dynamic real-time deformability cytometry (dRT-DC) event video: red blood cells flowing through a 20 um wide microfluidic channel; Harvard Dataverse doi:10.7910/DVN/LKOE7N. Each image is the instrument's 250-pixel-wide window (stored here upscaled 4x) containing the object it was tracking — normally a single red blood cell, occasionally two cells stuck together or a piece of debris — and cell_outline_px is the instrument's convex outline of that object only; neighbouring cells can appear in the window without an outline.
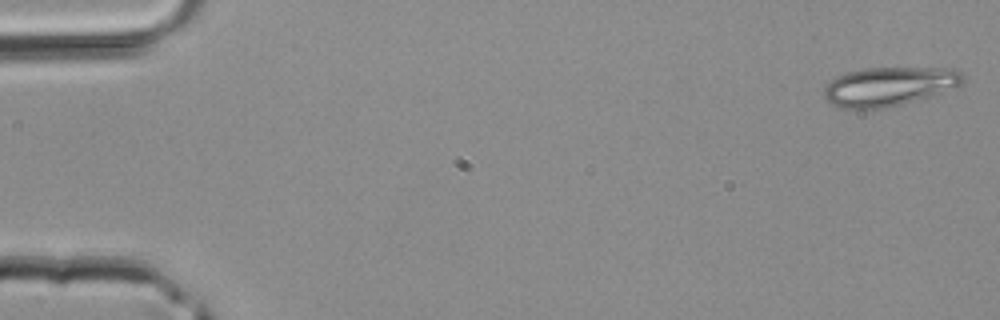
{"species": "common noctule bat (a hibernating species)", "species_latin": "Nyctalus noctula", "temperature_condition": "room temperature", "stored_images_in_passage": 42, "camera_frame_rate_fps": 3000, "um_per_image_px": 0.085, "animal": {"sex": "male", "body_mass_g": 20.4}, "frame": {"image": 1, "passage_image": 1, "time_ms": 0.0, "image_size_px": [1000, 320], "cell_outline_px": [[964, 80], [960, 84], [900, 104], [884, 108], [840, 108], [824, 100], [824, 88], [836, 76], [848, 72], [864, 68], [944, 68], [960, 72], [964, 76]], "centroid_in_image_um": [75.45, 7.33], "position_along_channel_um": 9.5, "area_um2": 30.58}}
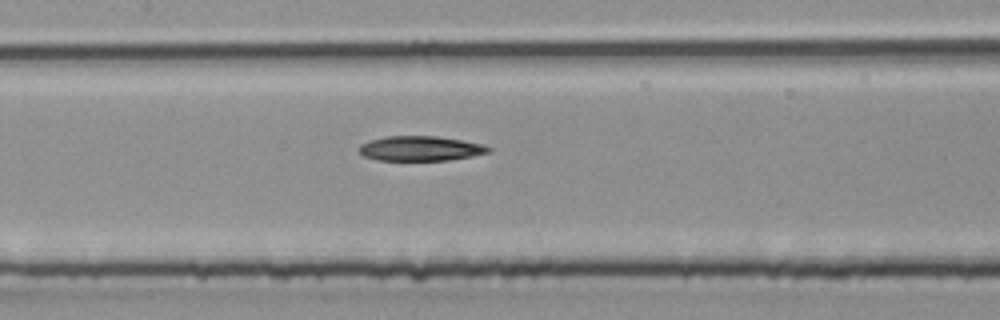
{"frame": {"image": 2, "passage_image": 20, "time_ms": 6.333, "image_size_px": [1000, 320], "cell_outline_px": [[492, 148], [488, 152], [472, 156], [448, 160], [376, 160], [364, 156], [360, 152], [360, 144], [384, 136], [436, 136], [484, 144]], "centroid_in_image_um": [35.74, 12.62], "position_along_channel_um": 171.7, "area_um2": 18.55}}
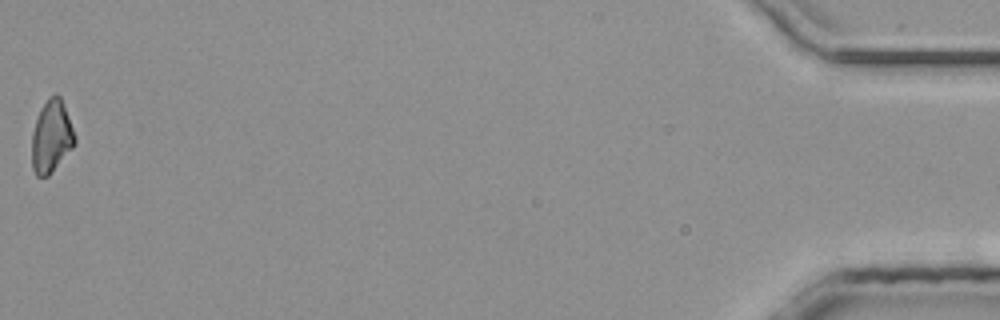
{"frame": {"image": 3, "passage_image": 42, "time_ms": 13.667, "image_size_px": [1000, 320], "cell_outline_px": [[76, 144], [48, 176], [36, 176], [32, 168], [32, 132], [40, 108], [56, 92], [60, 96], [76, 136]], "centroid_in_image_um": [4.37, 11.63], "position_along_channel_um": 430.8, "area_um2": 17.98}}